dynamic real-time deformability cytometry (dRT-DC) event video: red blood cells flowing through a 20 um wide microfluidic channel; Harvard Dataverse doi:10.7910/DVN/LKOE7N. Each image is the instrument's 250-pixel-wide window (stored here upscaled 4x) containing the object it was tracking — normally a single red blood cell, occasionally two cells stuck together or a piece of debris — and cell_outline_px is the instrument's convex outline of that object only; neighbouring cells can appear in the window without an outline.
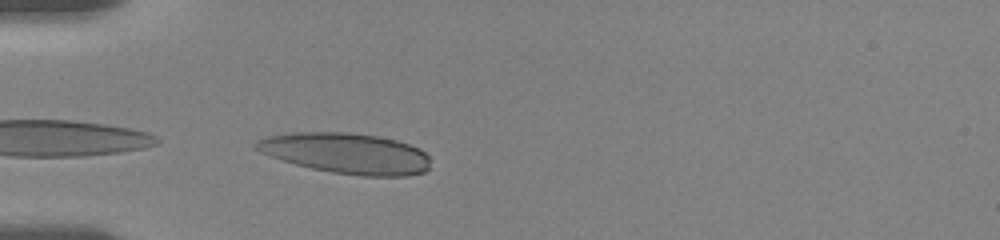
{"species": "human", "species_latin": "Homo sapiens", "temperature_condition": "room temperature", "stored_images_in_passage": 5, "camera_frame_rate_fps": 3000, "um_per_image_px": 0.085, "donor": {"sex": "female"}, "frame": {"image": 1, "passage_image": 1, "time_ms": 0.0, "image_size_px": [1000, 240], "cell_outline_px": [[428, 168], [424, 172], [408, 176], [360, 176], [332, 172], [312, 168], [296, 164], [260, 152], [252, 148], [252, 144], [256, 140], [268, 136], [292, 132], [348, 132], [376, 136], [396, 140], [408, 144], [424, 152], [428, 156]], "centroid_in_image_um": [29.39, 13.03], "position_along_channel_um": 55.6, "area_um2": 41.15}}